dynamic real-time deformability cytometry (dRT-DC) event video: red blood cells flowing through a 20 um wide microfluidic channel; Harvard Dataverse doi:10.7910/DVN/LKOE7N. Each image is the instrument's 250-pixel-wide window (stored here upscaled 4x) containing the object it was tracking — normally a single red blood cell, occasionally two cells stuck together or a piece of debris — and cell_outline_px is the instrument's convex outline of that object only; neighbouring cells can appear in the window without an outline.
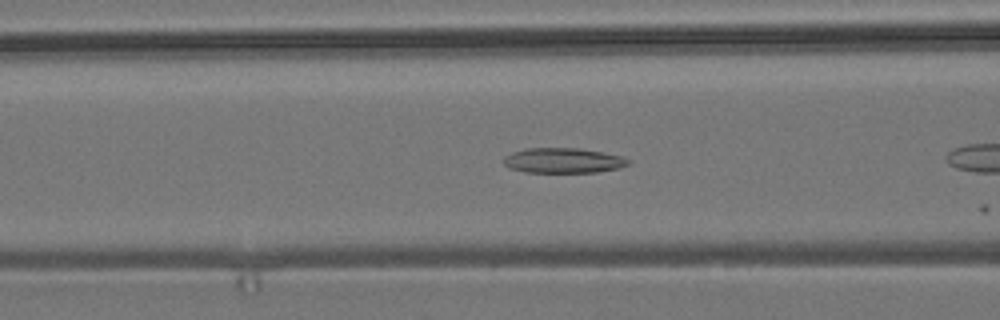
{"species": "common noctule bat (a hibernating species)", "species_latin": "Nyctalus noctula", "temperature_condition": "room temperature", "stored_images_in_passage": 8, "camera_frame_rate_fps": 3000, "um_per_image_px": 0.085, "animal": {"sex": "male", "body_mass_g": 19.2, "forearm_length_mm": 51.8}, "frame": {"image": 1, "passage_image": 7, "time_ms": 2.0, "image_size_px": [1000, 320], "cell_outline_px": [[628, 164], [620, 168], [596, 172], [524, 172], [508, 168], [504, 164], [504, 156], [512, 152], [524, 148], [580, 148], [620, 156], [628, 160]], "centroid_in_image_um": [47.8, 13.64], "position_along_channel_um": 118.8, "area_um2": 18.15}}